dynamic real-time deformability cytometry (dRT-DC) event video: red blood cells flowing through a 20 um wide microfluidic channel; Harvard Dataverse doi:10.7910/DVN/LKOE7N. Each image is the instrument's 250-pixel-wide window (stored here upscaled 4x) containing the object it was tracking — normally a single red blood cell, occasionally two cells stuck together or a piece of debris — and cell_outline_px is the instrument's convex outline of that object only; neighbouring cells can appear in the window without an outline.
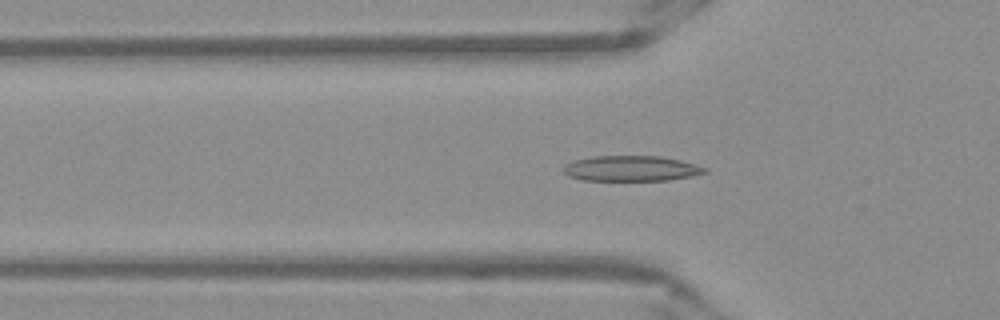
{"species": "Egyptian fruit bat (a non-hibernating species)", "species_latin": "Rousettus aegyptiacus", "temperature_condition": "warm", "stored_images_in_passage": 52, "camera_frame_rate_fps": 3000, "um_per_image_px": 0.085, "frame": {"image": 1, "passage_image": 16, "time_ms": 5.0, "image_size_px": [1000, 320], "cell_outline_px": [[708, 172], [692, 176], [668, 180], [580, 180], [568, 176], [564, 172], [564, 164], [576, 160], [592, 156], [660, 156], [680, 160], [696, 164], [708, 168]], "centroid_in_image_um": [53.67, 14.32], "position_along_channel_um": 72.1, "area_um2": 20.98}}
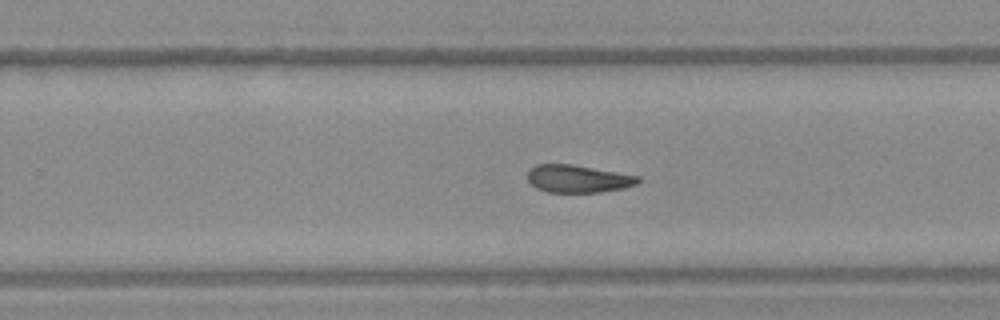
{"frame": {"image": 2, "passage_image": 32, "time_ms": 10.333, "image_size_px": [1000, 320], "cell_outline_px": [[640, 180], [636, 184], [624, 188], [600, 192], [548, 192], [536, 188], [528, 180], [528, 168], [536, 164], [572, 164], [640, 176]], "centroid_in_image_um": [49.11, 15.19], "position_along_channel_um": 280.7, "area_um2": 17.8}}
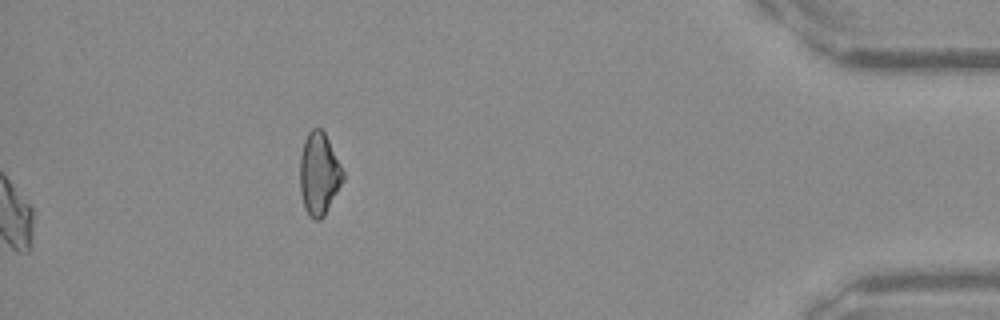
{"frame": {"image": 3, "passage_image": 52, "time_ms": 17.0, "image_size_px": [1000, 320], "cell_outline_px": [[344, 180], [324, 216], [320, 220], [316, 220], [308, 216], [304, 208], [300, 192], [300, 156], [304, 140], [308, 132], [312, 128], [320, 128], [324, 132], [344, 172]], "centroid_in_image_um": [27.1, 14.8], "position_along_channel_um": 408.1, "area_um2": 20.69}, "authors_computed_cell_mechanics": {"area_um2": 18.9584, "velocity_mm_per_s": 3.8991, "shape_relaxation_time_tau1_ms": null, "shape_relaxation_time_tau2_ms": 7.0009, "deformation_change_tau1": null, "deformation_change_tau2": 0.128}}